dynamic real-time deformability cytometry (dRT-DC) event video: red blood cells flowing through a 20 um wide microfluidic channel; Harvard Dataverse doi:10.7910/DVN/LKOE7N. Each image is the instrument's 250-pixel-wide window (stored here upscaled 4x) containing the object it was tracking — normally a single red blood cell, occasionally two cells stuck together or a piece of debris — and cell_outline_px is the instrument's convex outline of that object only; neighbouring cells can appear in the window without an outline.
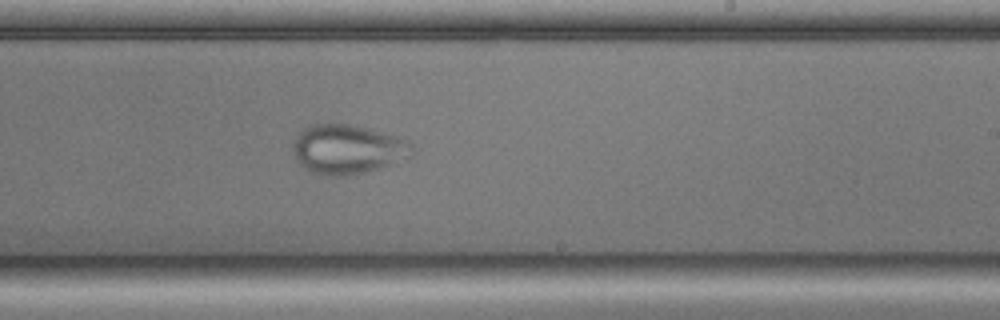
{"species": "common noctule bat (a hibernating species)", "species_latin": "Nyctalus noctula", "temperature_condition": "cold", "stored_images_in_passage": 39, "camera_frame_rate_fps": 3000, "um_per_image_px": 0.085, "animal": {"sex": "male", "body_mass_g": 17.9, "forearm_length_mm": 54.2}, "frame": {"image": 1, "passage_image": 25, "time_ms": 8.0, "image_size_px": [1000, 320], "cell_outline_px": [[416, 152], [408, 156], [368, 172], [348, 176], [320, 176], [312, 172], [300, 164], [296, 156], [296, 136], [304, 128], [312, 124], [348, 124], [368, 128], [400, 136], [412, 144]], "centroid_in_image_um": [29.59, 12.69], "position_along_channel_um": 259.4, "area_um2": 33.99}}
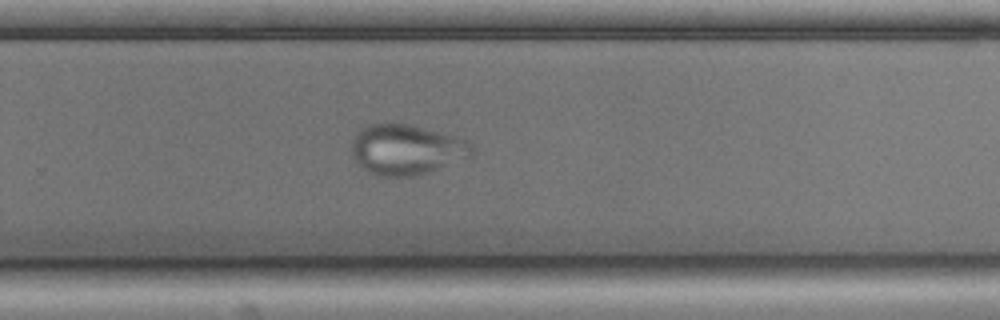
{"frame": {"image": 2, "passage_image": 28, "time_ms": 9.0, "image_size_px": [1000, 320], "cell_outline_px": [[476, 148], [468, 156], [420, 176], [380, 176], [368, 172], [352, 156], [352, 140], [360, 128], [368, 124], [404, 124], [460, 136], [468, 140]], "centroid_in_image_um": [34.55, 12.71], "position_along_channel_um": 295.2, "area_um2": 35.08}}